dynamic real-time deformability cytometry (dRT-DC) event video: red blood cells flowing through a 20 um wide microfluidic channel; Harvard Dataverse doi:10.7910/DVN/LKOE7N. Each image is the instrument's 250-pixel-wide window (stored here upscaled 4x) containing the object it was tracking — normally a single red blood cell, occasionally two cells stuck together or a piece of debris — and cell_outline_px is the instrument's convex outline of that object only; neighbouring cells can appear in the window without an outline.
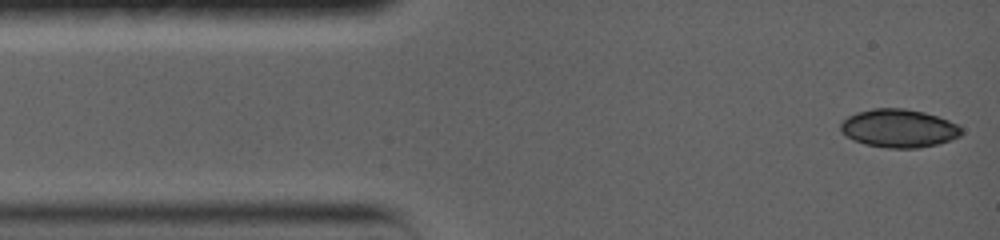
{"species": "common noctule bat (a hibernating species)", "species_latin": "Nyctalus noctula", "temperature_condition": "warm", "stored_images_in_passage": 8, "camera_frame_rate_fps": 5000, "um_per_image_px": 0.085, "animal": {"sex": "female", "body_mass_g": 19.0, "forearm_length_mm": 56.7}, "frame": {"image": 1, "passage_image": 1, "time_ms": 0.0, "image_size_px": [1000, 240], "cell_outline_px": [[964, 132], [960, 136], [936, 144], [920, 148], [888, 148], [864, 144], [852, 140], [840, 132], [840, 124], [848, 116], [856, 112], [872, 108], [904, 108], [924, 112], [948, 120], [956, 124]], "centroid_in_image_um": [76.36, 10.9], "position_along_channel_um": 8.6, "area_um2": 26.99}}
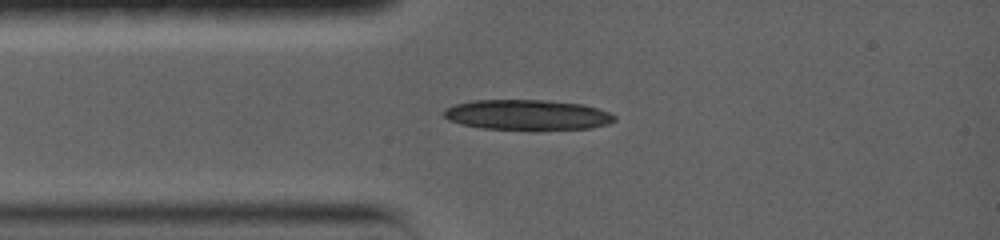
{"frame": {"image": 2, "passage_image": 8, "time_ms": 2.6, "image_size_px": [1000, 240], "cell_outline_px": [[616, 120], [608, 124], [592, 128], [480, 128], [460, 124], [448, 120], [444, 116], [444, 108], [456, 104], [472, 100], [544, 100], [580, 104], [596, 108], [608, 112], [616, 116]], "centroid_in_image_um": [44.78, 9.74], "position_along_channel_um": 40.2, "area_um2": 29.48}}